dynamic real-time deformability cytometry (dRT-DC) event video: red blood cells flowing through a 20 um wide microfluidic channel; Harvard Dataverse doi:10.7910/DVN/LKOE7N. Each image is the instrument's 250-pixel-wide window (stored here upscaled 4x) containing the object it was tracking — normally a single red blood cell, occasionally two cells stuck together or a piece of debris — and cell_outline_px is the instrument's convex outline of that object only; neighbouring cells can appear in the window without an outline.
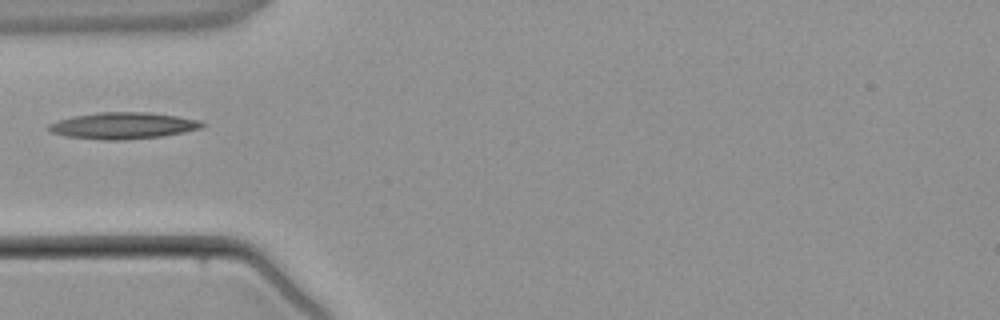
{"species": "common noctule bat (a hibernating species)", "species_latin": "Nyctalus noctula", "temperature_condition": "warm", "stored_images_in_passage": 4, "camera_frame_rate_fps": 3000, "um_per_image_px": 0.085, "animal": {"sex": "male", "body_mass_g": 21.5, "forearm_length_mm": 52.0}, "frame": {"image": 1, "passage_image": 4, "time_ms": 4.0, "image_size_px": [1000, 320], "cell_outline_px": [[208, 124], [204, 128], [184, 132], [160, 136], [124, 140], [104, 140], [68, 136], [52, 132], [48, 128], [48, 124], [72, 116], [100, 112], [148, 112], [176, 116], [200, 120]], "centroid_in_image_um": [10.53, 10.67], "position_along_channel_um": 74.5, "area_um2": 23.64}}